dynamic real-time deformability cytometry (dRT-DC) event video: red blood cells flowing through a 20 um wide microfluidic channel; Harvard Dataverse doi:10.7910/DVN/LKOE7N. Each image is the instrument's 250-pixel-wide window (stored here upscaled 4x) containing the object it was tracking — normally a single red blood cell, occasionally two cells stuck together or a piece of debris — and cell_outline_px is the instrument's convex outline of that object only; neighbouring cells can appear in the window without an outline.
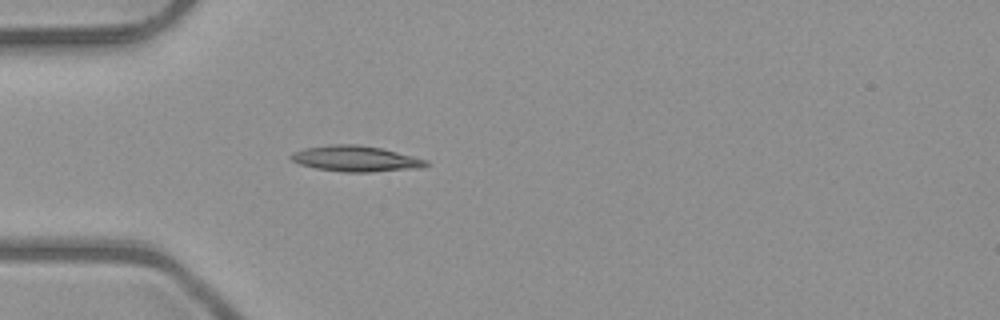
{"species": "common noctule bat (a hibernating species)", "species_latin": "Nyctalus noctula", "temperature_condition": "room temperature", "stored_images_in_passage": 37, "camera_frame_rate_fps": 3000, "um_per_image_px": 0.085, "animal": {"sex": "male", "body_mass_g": 23.1, "forearm_length_mm": 52.7}, "frame": {"image": 1, "passage_image": 1, "time_ms": 0.0, "image_size_px": [1000, 320], "cell_outline_px": [[432, 164], [424, 168], [372, 172], [344, 172], [316, 168], [300, 164], [292, 160], [288, 156], [292, 152], [304, 148], [332, 144], [356, 144], [380, 148], [428, 160]], "centroid_in_image_um": [30.26, 13.49], "position_along_channel_um": 54.7, "area_um2": 20.4}}
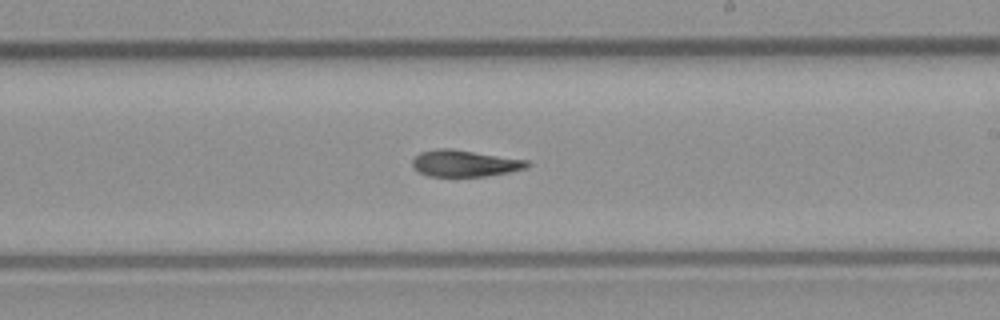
{"frame": {"image": 2, "passage_image": 16, "time_ms": 5.0, "image_size_px": [1000, 320], "cell_outline_px": [[532, 164], [528, 168], [508, 172], [484, 176], [428, 176], [412, 168], [412, 160], [420, 152], [436, 148], [452, 148], [528, 160]], "centroid_in_image_um": [39.51, 13.87], "position_along_channel_um": 249.5, "area_um2": 17.92}}
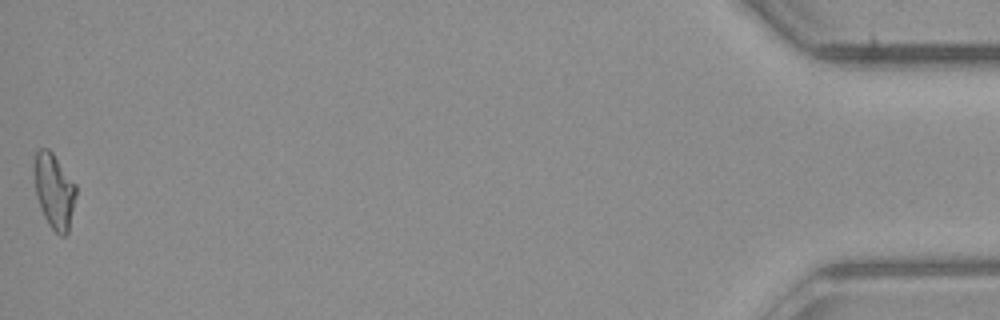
{"frame": {"image": 3, "passage_image": 37, "time_ms": 12.0, "image_size_px": [1000, 320], "cell_outline_px": [[76, 196], [68, 232], [64, 236], [60, 236], [48, 224], [44, 216], [36, 196], [32, 172], [32, 164], [36, 152], [40, 148], [48, 148], [52, 152], [76, 184]], "centroid_in_image_um": [4.57, 16.19], "position_along_channel_um": 430.6, "area_um2": 18.55}, "authors_computed_cell_mechanics": {"area_um2": 18.207, "velocity_mm_per_s": 4.0351, "shape_relaxation_time_tau1_ms": 8.9086, "shape_relaxation_time_tau2_ms": 4.5161, "deformation_change_tau1": 0.2279, "deformation_change_tau2": 0.1145}}